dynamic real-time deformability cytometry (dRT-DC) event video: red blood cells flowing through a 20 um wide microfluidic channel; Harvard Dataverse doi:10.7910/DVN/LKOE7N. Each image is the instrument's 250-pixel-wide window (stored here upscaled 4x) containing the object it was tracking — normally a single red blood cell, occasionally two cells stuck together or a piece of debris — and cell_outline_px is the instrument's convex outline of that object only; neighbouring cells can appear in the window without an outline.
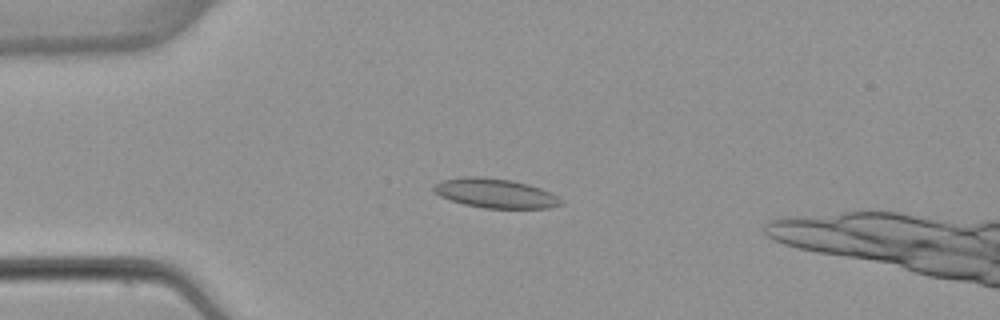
{"species": "common noctule bat (a hibernating species)", "species_latin": "Nyctalus noctula", "temperature_condition": "warm", "stored_images_in_passage": 5, "camera_frame_rate_fps": 3000, "um_per_image_px": 0.085, "animal": {"sex": "female", "body_mass_g": 22.7, "forearm_length_mm": 54.2}, "frame": {"image": 1, "passage_image": 2, "time_ms": 1.333, "image_size_px": [1000, 320], "cell_outline_px": [[564, 204], [548, 208], [484, 208], [464, 204], [440, 196], [432, 188], [432, 184], [440, 180], [464, 176], [480, 176], [512, 180], [528, 184], [540, 188], [564, 200]], "centroid_in_image_um": [42.08, 16.42], "position_along_channel_um": 42.9, "area_um2": 21.85}}
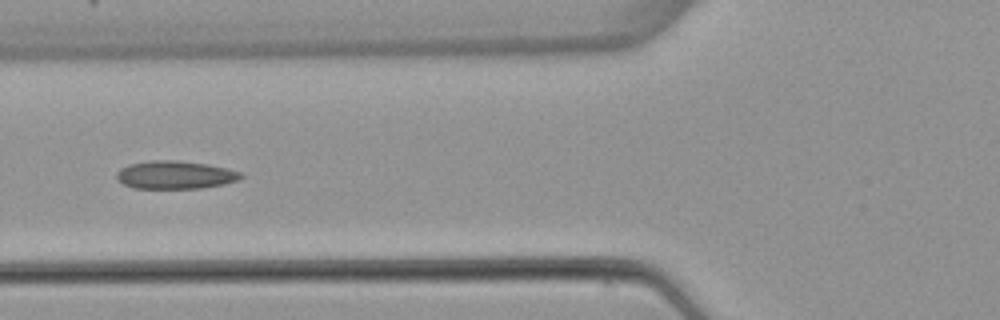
{"frame": {"image": 2, "passage_image": 4, "time_ms": 3.667, "image_size_px": [1000, 320], "cell_outline_px": [[244, 176], [236, 180], [224, 184], [200, 188], [136, 188], [124, 184], [116, 176], [116, 172], [120, 168], [132, 164], [156, 160], [176, 160], [208, 164], [240, 172]], "centroid_in_image_um": [14.89, 14.86], "position_along_channel_um": 110.9, "area_um2": 19.94}}
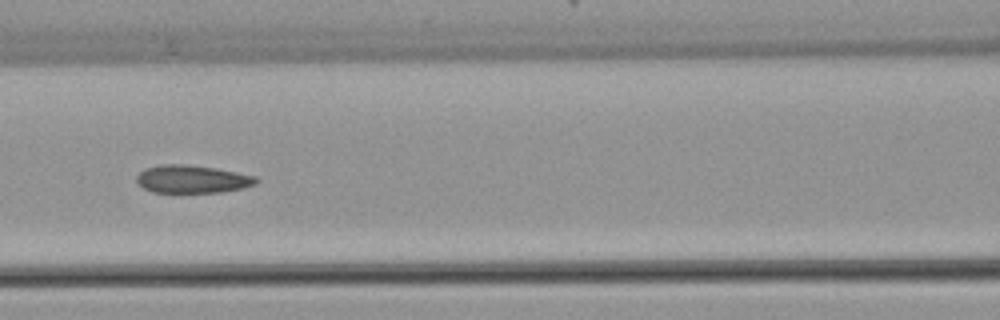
{"frame": {"image": 3, "passage_image": 5, "time_ms": 4.667, "image_size_px": [1000, 320], "cell_outline_px": [[260, 180], [256, 184], [244, 188], [220, 192], [152, 192], [144, 188], [136, 180], [136, 176], [140, 172], [148, 168], [160, 164], [184, 164], [216, 168], [256, 176]], "centroid_in_image_um": [16.37, 15.22], "position_along_channel_um": 150.2, "area_um2": 19.36}}